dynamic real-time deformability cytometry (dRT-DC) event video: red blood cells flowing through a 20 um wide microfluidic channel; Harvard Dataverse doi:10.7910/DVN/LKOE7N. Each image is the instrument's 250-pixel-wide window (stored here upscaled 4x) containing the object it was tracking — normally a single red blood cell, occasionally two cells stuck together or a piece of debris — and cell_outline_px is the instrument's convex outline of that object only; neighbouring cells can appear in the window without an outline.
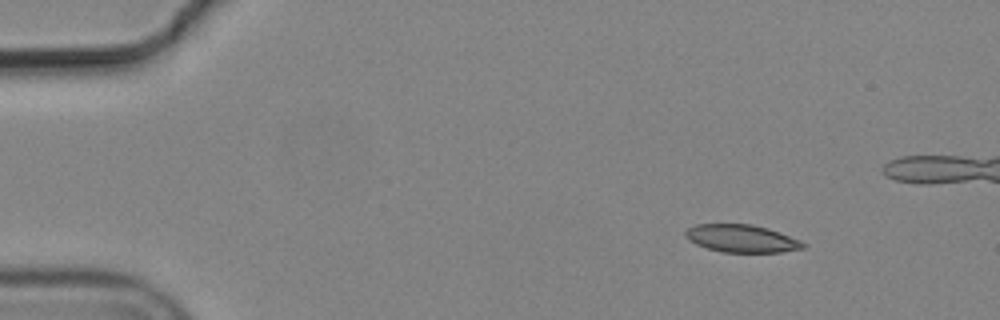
{"species": "common noctule bat (a hibernating species)", "species_latin": "Nyctalus noctula", "temperature_condition": "cold", "stored_images_in_passage": 7, "segment_of_instrument_passage": [1, 2], "camera_frame_rate_fps": 3000, "um_per_image_px": 0.085, "animal": {"sex": "male", "body_mass_g": 19.2, "forearm_length_mm": 51.8}, "frame": {"image": 1, "passage_image": 2, "time_ms": 0.333, "image_size_px": [1000, 320], "cell_outline_px": [[808, 244], [804, 248], [780, 252], [720, 252], [696, 244], [688, 240], [684, 236], [684, 232], [692, 224], [752, 224], [768, 228], [800, 240]], "centroid_in_image_um": [63.01, 20.27], "position_along_channel_um": 22.0, "area_um2": 19.07}}
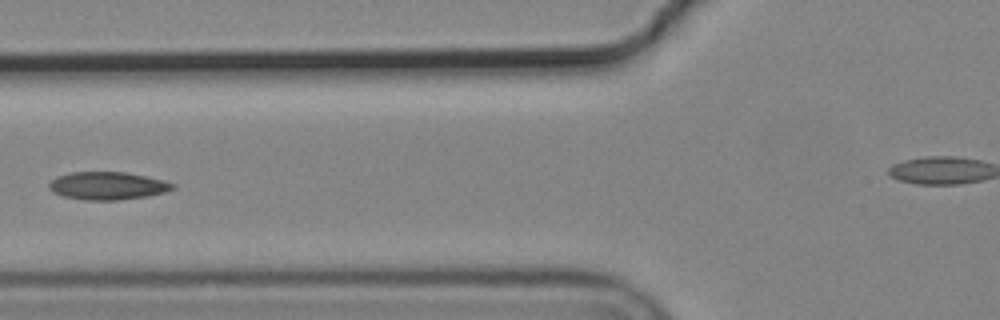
{"frame": {"image": 2, "passage_image": 6, "time_ms": 1.667, "image_size_px": [1000, 320], "cell_outline_px": [[176, 184], [172, 188], [164, 192], [148, 196], [120, 200], [84, 200], [64, 196], [52, 192], [48, 188], [48, 184], [56, 176], [72, 172], [124, 172], [164, 180]], "centroid_in_image_um": [9.11, 15.79], "position_along_channel_um": 116.7, "area_um2": 20.0}}